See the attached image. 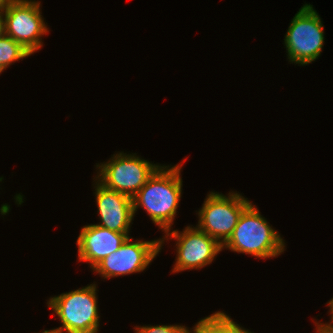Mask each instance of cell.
I'll return each instance as SVG.
<instances>
[{"label":"cell","mask_w":333,"mask_h":333,"mask_svg":"<svg viewBox=\"0 0 333 333\" xmlns=\"http://www.w3.org/2000/svg\"><path fill=\"white\" fill-rule=\"evenodd\" d=\"M182 164L160 166L132 198L133 213L143 208L162 232L172 230L182 194Z\"/></svg>","instance_id":"1"},{"label":"cell","mask_w":333,"mask_h":333,"mask_svg":"<svg viewBox=\"0 0 333 333\" xmlns=\"http://www.w3.org/2000/svg\"><path fill=\"white\" fill-rule=\"evenodd\" d=\"M285 242L278 231L263 217L257 206L250 204L240 215L231 237L223 245L232 252L259 259L277 257L285 251Z\"/></svg>","instance_id":"2"},{"label":"cell","mask_w":333,"mask_h":333,"mask_svg":"<svg viewBox=\"0 0 333 333\" xmlns=\"http://www.w3.org/2000/svg\"><path fill=\"white\" fill-rule=\"evenodd\" d=\"M97 285H90L50 297L48 308L53 310L61 322L64 333H98Z\"/></svg>","instance_id":"3"},{"label":"cell","mask_w":333,"mask_h":333,"mask_svg":"<svg viewBox=\"0 0 333 333\" xmlns=\"http://www.w3.org/2000/svg\"><path fill=\"white\" fill-rule=\"evenodd\" d=\"M320 15L311 4H304L295 14L284 38L288 61L309 65L321 55L324 27Z\"/></svg>","instance_id":"4"},{"label":"cell","mask_w":333,"mask_h":333,"mask_svg":"<svg viewBox=\"0 0 333 333\" xmlns=\"http://www.w3.org/2000/svg\"><path fill=\"white\" fill-rule=\"evenodd\" d=\"M137 156L136 153H115L107 162L96 163L97 175L93 178L110 190L133 198L147 180L160 167Z\"/></svg>","instance_id":"5"},{"label":"cell","mask_w":333,"mask_h":333,"mask_svg":"<svg viewBox=\"0 0 333 333\" xmlns=\"http://www.w3.org/2000/svg\"><path fill=\"white\" fill-rule=\"evenodd\" d=\"M250 204V200L239 192L230 191L225 196L211 191L196 213L199 218L196 226L223 246L231 237L240 215Z\"/></svg>","instance_id":"6"},{"label":"cell","mask_w":333,"mask_h":333,"mask_svg":"<svg viewBox=\"0 0 333 333\" xmlns=\"http://www.w3.org/2000/svg\"><path fill=\"white\" fill-rule=\"evenodd\" d=\"M161 240V250L165 240L176 241V259L173 273L185 270H199L212 263L223 250V246L197 226H187L183 231L168 230Z\"/></svg>","instance_id":"7"},{"label":"cell","mask_w":333,"mask_h":333,"mask_svg":"<svg viewBox=\"0 0 333 333\" xmlns=\"http://www.w3.org/2000/svg\"><path fill=\"white\" fill-rule=\"evenodd\" d=\"M40 3L36 0H12L4 8L5 34L32 54L41 49L42 36L49 32L40 12Z\"/></svg>","instance_id":"8"},{"label":"cell","mask_w":333,"mask_h":333,"mask_svg":"<svg viewBox=\"0 0 333 333\" xmlns=\"http://www.w3.org/2000/svg\"><path fill=\"white\" fill-rule=\"evenodd\" d=\"M128 237L120 248L105 257L92 270L104 279L143 272L161 252V240L145 241Z\"/></svg>","instance_id":"9"},{"label":"cell","mask_w":333,"mask_h":333,"mask_svg":"<svg viewBox=\"0 0 333 333\" xmlns=\"http://www.w3.org/2000/svg\"><path fill=\"white\" fill-rule=\"evenodd\" d=\"M94 181L96 183L93 184V186L95 185L94 194L100 218L97 225L115 232L130 233V227L134 219L132 198L107 189L96 179Z\"/></svg>","instance_id":"10"},{"label":"cell","mask_w":333,"mask_h":333,"mask_svg":"<svg viewBox=\"0 0 333 333\" xmlns=\"http://www.w3.org/2000/svg\"><path fill=\"white\" fill-rule=\"evenodd\" d=\"M130 237L129 233L111 231L97 224L85 225L77 237L78 260L93 269L105 257L117 251Z\"/></svg>","instance_id":"11"},{"label":"cell","mask_w":333,"mask_h":333,"mask_svg":"<svg viewBox=\"0 0 333 333\" xmlns=\"http://www.w3.org/2000/svg\"><path fill=\"white\" fill-rule=\"evenodd\" d=\"M31 55L29 50L10 36L4 34L0 37V70L4 71L16 61Z\"/></svg>","instance_id":"12"},{"label":"cell","mask_w":333,"mask_h":333,"mask_svg":"<svg viewBox=\"0 0 333 333\" xmlns=\"http://www.w3.org/2000/svg\"><path fill=\"white\" fill-rule=\"evenodd\" d=\"M214 333H254L240 326L223 311L214 313Z\"/></svg>","instance_id":"13"},{"label":"cell","mask_w":333,"mask_h":333,"mask_svg":"<svg viewBox=\"0 0 333 333\" xmlns=\"http://www.w3.org/2000/svg\"><path fill=\"white\" fill-rule=\"evenodd\" d=\"M186 326L182 325H145L135 326V333H185Z\"/></svg>","instance_id":"14"},{"label":"cell","mask_w":333,"mask_h":333,"mask_svg":"<svg viewBox=\"0 0 333 333\" xmlns=\"http://www.w3.org/2000/svg\"><path fill=\"white\" fill-rule=\"evenodd\" d=\"M185 333H214V313L199 320L192 329L186 327Z\"/></svg>","instance_id":"15"},{"label":"cell","mask_w":333,"mask_h":333,"mask_svg":"<svg viewBox=\"0 0 333 333\" xmlns=\"http://www.w3.org/2000/svg\"><path fill=\"white\" fill-rule=\"evenodd\" d=\"M5 34L4 8H0V37Z\"/></svg>","instance_id":"16"},{"label":"cell","mask_w":333,"mask_h":333,"mask_svg":"<svg viewBox=\"0 0 333 333\" xmlns=\"http://www.w3.org/2000/svg\"><path fill=\"white\" fill-rule=\"evenodd\" d=\"M41 333H64V331L58 327L51 330H43Z\"/></svg>","instance_id":"17"},{"label":"cell","mask_w":333,"mask_h":333,"mask_svg":"<svg viewBox=\"0 0 333 333\" xmlns=\"http://www.w3.org/2000/svg\"><path fill=\"white\" fill-rule=\"evenodd\" d=\"M12 0H0V8H5Z\"/></svg>","instance_id":"18"},{"label":"cell","mask_w":333,"mask_h":333,"mask_svg":"<svg viewBox=\"0 0 333 333\" xmlns=\"http://www.w3.org/2000/svg\"><path fill=\"white\" fill-rule=\"evenodd\" d=\"M317 333H333V330H331L330 332H317Z\"/></svg>","instance_id":"19"}]
</instances>
